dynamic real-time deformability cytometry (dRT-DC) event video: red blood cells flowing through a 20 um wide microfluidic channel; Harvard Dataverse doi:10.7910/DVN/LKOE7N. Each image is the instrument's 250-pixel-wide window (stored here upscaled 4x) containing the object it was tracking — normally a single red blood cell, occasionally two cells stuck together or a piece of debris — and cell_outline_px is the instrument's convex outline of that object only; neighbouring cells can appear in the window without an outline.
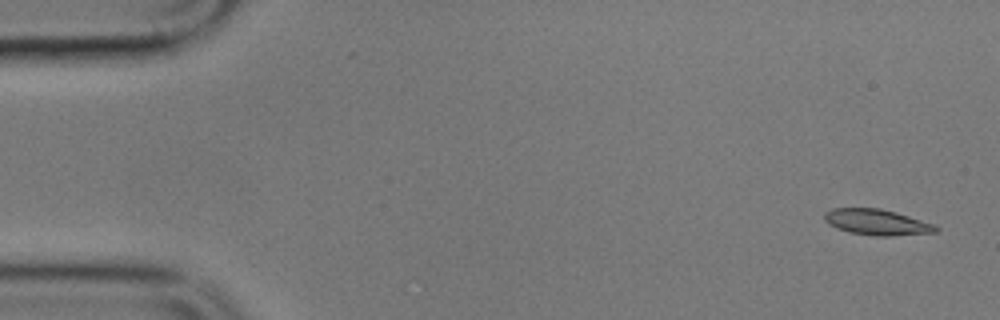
{"species": "common noctule bat (a hibernating species)", "species_latin": "Nyctalus noctula", "temperature_condition": "cold", "stored_images_in_passage": 6, "camera_frame_rate_fps": 3000, "um_per_image_px": 0.085, "animal": {"sex": "male", "body_mass_g": 17.9}, "frame": {"image": 1, "passage_image": 1, "time_ms": 0.0, "image_size_px": [1000, 320], "cell_outline_px": [[940, 228], [936, 232], [892, 236], [876, 236], [848, 232], [836, 228], [828, 224], [824, 220], [824, 212], [832, 208], [880, 208], [896, 212], [932, 224]], "centroid_in_image_um": [74.48, 18.88], "position_along_channel_um": 10.5, "area_um2": 16.76}}
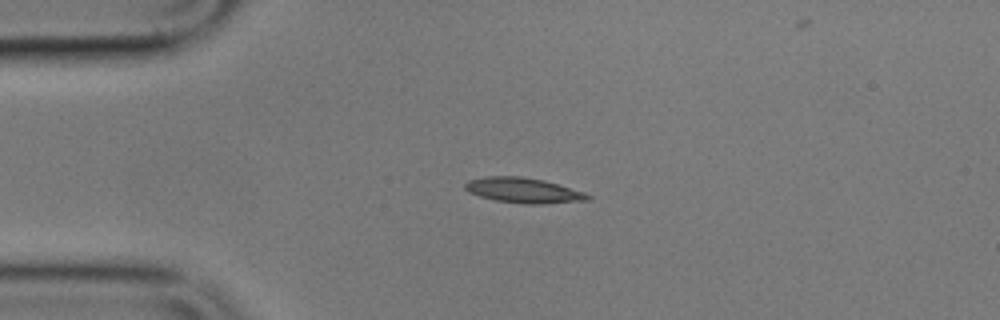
{"frame": {"image": 2, "passage_image": 4, "time_ms": 3.667, "image_size_px": [1000, 320], "cell_outline_px": [[592, 196], [588, 200], [544, 204], [524, 204], [496, 200], [480, 196], [468, 192], [464, 188], [464, 184], [468, 180], [484, 176], [520, 176], [544, 180], [584, 192]], "centroid_in_image_um": [44.47, 16.18], "position_along_channel_um": 40.5, "area_um2": 18.03}}
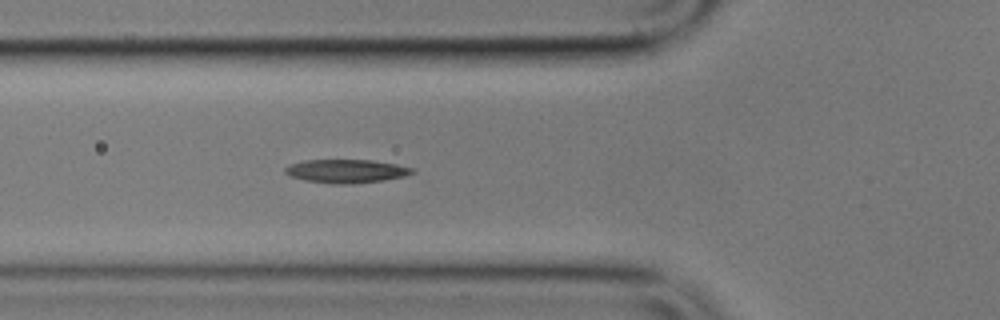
{"frame": {"image": 3, "passage_image": 6, "time_ms": 6.0, "image_size_px": [1000, 320], "cell_outline_px": [[416, 172], [404, 176], [384, 180], [352, 184], [332, 184], [304, 180], [292, 176], [284, 172], [284, 168], [288, 164], [304, 160], [372, 160], [396, 164], [416, 168]], "centroid_in_image_um": [29.45, 14.54], "position_along_channel_um": 96.4, "area_um2": 17.57}}